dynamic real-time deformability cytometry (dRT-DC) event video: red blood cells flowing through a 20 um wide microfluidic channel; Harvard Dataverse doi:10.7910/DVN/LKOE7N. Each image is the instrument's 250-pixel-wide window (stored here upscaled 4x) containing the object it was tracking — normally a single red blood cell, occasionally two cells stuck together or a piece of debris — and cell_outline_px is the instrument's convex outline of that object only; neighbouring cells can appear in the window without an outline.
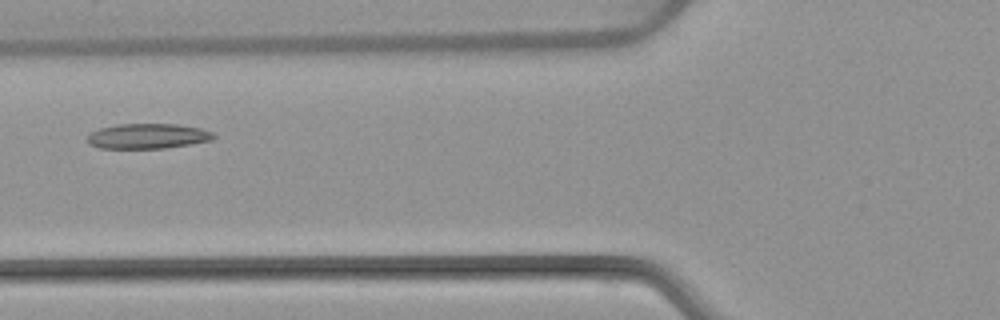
{"species": "common noctule bat (a hibernating species)", "species_latin": "Nyctalus noctula", "temperature_condition": "warm", "stored_images_in_passage": 4, "camera_frame_rate_fps": 3000, "um_per_image_px": 0.085, "animal": {"sex": "female", "body_mass_g": 22.7, "forearm_length_mm": 54.2}, "frame": {"image": 1, "passage_image": 4, "time_ms": 4.0, "image_size_px": [1000, 320], "cell_outline_px": [[216, 136], [212, 140], [164, 148], [100, 148], [88, 144], [84, 140], [88, 132], [100, 128], [116, 124], [176, 124], [200, 128], [212, 132]], "centroid_in_image_um": [12.47, 11.56], "position_along_channel_um": 113.3, "area_um2": 18.61}}